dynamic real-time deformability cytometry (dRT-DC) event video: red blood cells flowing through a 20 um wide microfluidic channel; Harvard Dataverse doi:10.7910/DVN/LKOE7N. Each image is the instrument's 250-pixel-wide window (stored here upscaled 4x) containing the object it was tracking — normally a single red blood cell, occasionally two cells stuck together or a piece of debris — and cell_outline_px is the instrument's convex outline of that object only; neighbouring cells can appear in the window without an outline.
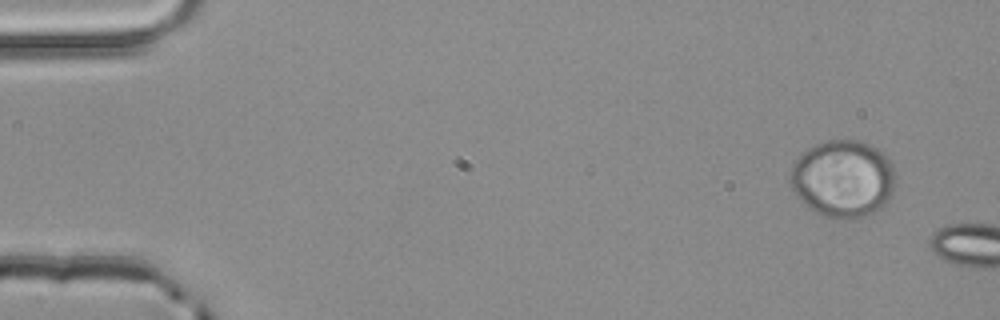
{"species": "common noctule bat (a hibernating species)", "species_latin": "Nyctalus noctula", "temperature_condition": "room temperature", "stored_images_in_passage": 2, "camera_frame_rate_fps": 3000, "um_per_image_px": 0.085, "animal": {"sex": "male", "body_mass_g": 20.4}, "frame": {"image": 1, "passage_image": 1, "time_ms": 0.0, "image_size_px": [1000, 320], "cell_outline_px": [[892, 192], [888, 200], [876, 212], [864, 216], [836, 220], [816, 212], [804, 204], [796, 196], [788, 180], [788, 176], [792, 164], [808, 148], [816, 144], [828, 140], [860, 140], [884, 152], [892, 164]], "centroid_in_image_um": [71.61, 15.19], "position_along_channel_um": 13.4, "area_um2": 47.34}}